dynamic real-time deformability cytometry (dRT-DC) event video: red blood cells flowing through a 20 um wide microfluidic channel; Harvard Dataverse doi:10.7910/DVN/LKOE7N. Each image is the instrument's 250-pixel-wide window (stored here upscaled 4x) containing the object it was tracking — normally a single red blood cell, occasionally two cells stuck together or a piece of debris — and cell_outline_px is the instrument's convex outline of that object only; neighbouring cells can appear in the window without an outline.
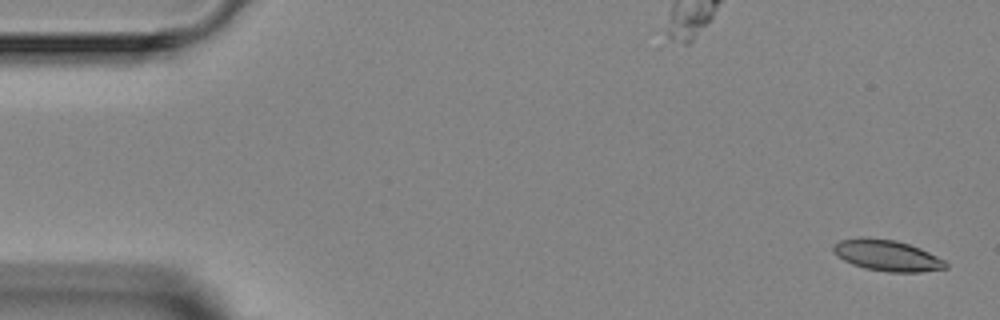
{"species": "Egyptian fruit bat (a non-hibernating species)", "species_latin": "Rousettus aegyptiacus", "temperature_condition": "room temperature", "stored_images_in_passage": 3, "camera_frame_rate_fps": 3000, "um_per_image_px": 0.085, "animal": {"sex": "female"}, "frame": {"image": 1, "passage_image": 1, "time_ms": 0.0, "image_size_px": [1000, 320], "cell_outline_px": [[948, 268], [920, 272], [888, 272], [864, 268], [852, 264], [836, 256], [832, 252], [832, 244], [840, 240], [860, 236], [896, 240], [920, 248], [944, 260], [948, 264]], "centroid_in_image_um": [75.35, 21.7], "position_along_channel_um": 9.7, "area_um2": 20.58}}